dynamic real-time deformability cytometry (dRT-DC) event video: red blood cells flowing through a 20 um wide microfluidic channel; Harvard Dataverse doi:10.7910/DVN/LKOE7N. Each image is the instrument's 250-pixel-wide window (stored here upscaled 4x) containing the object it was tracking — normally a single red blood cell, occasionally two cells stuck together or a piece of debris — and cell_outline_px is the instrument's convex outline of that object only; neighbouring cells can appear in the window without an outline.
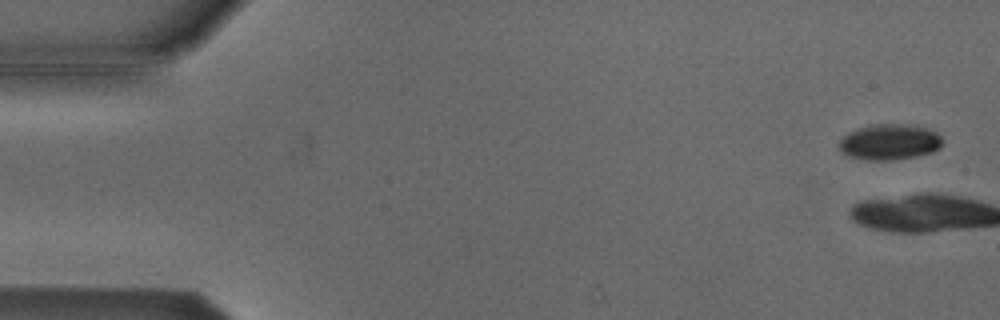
{"species": "Egyptian fruit bat (a non-hibernating species)", "species_latin": "Rousettus aegyptiacus", "temperature_condition": "cold", "stored_images_in_passage": 6, "camera_frame_rate_fps": 3000, "um_per_image_px": 0.085, "animal": {"sex": "male"}, "frame": {"image": 1, "passage_image": 1, "time_ms": 0.0, "image_size_px": [1000, 320], "cell_outline_px": [[940, 148], [932, 152], [916, 156], [884, 160], [868, 160], [852, 156], [844, 152], [840, 148], [840, 140], [848, 132], [856, 128], [872, 124], [912, 124], [928, 128], [936, 132], [940, 136]], "centroid_in_image_um": [75.63, 12.04], "position_along_channel_um": 9.4, "area_um2": 21.27}}